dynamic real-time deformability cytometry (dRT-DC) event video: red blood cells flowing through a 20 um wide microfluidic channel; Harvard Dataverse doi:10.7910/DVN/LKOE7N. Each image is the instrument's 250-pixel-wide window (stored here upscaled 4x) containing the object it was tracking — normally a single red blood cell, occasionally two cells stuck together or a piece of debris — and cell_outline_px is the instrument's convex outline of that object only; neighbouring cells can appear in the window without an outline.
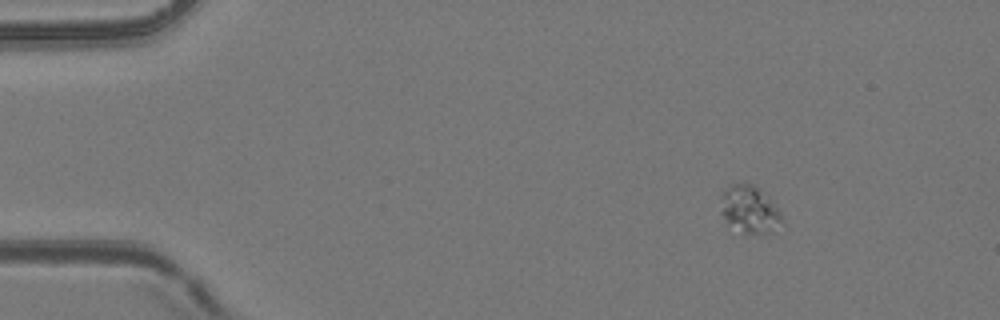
{"species": "common noctule bat (a hibernating species)", "species_latin": "Nyctalus noctula", "temperature_condition": "room temperature", "stored_images_in_passage": 55, "camera_frame_rate_fps": 3000, "um_per_image_px": 0.085, "animal": {"sex": "female", "body_mass_g": 24.6, "forearm_length_mm": 56.2}, "frame": {"image": 1, "passage_image": 8, "time_ms": 2.333, "image_size_px": [1000, 320], "cell_outline_px": [[784, 220], [772, 232], [744, 232], [728, 220], [720, 212], [724, 192], [732, 184], [752, 184], [768, 196]], "centroid_in_image_um": [63.75, 17.78], "position_along_channel_um": 21.2, "area_um2": 15.84}}
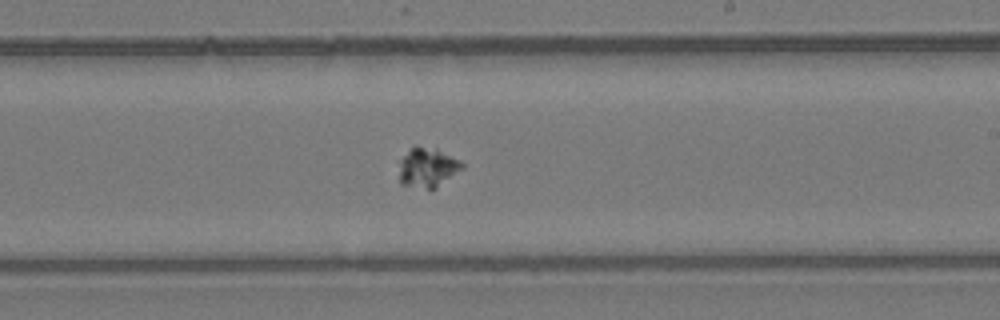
{"frame": {"image": 2, "passage_image": 33, "time_ms": 10.667, "image_size_px": [1000, 320], "cell_outline_px": [[464, 168], [432, 188], [428, 188], [400, 184], [400, 160], [416, 144], [436, 148], [460, 160], [464, 164]], "centroid_in_image_um": [36.35, 14.19], "position_along_channel_um": 252.7, "area_um2": 14.16}}
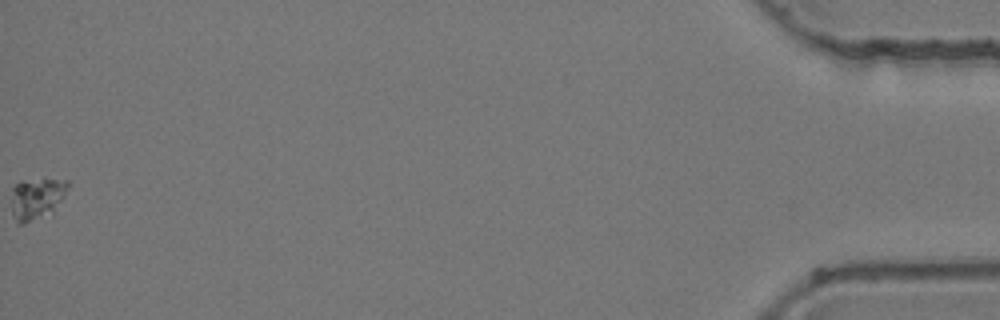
{"frame": {"image": 3, "passage_image": 55, "time_ms": 18.0, "image_size_px": [1000, 320], "cell_outline_px": [[68, 188], [52, 216], [24, 224], [16, 224], [12, 212], [12, 188], [16, 184], [44, 176], [68, 180]], "centroid_in_image_um": [3.16, 16.89], "position_along_channel_um": 432.0, "area_um2": 14.45}}